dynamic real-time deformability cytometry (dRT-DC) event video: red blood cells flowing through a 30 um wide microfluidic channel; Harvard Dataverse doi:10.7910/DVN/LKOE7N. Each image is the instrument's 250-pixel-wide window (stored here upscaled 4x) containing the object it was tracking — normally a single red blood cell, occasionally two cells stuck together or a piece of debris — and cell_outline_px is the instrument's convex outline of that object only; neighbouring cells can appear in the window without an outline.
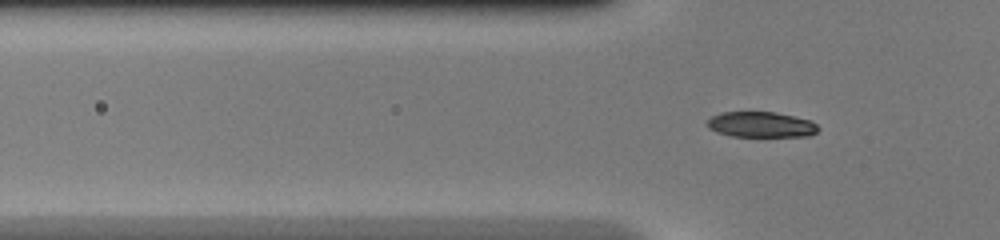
{"species": "common noctule bat (a hibernating species)", "species_latin": "Nyctalus noctula", "temperature_condition": "warm", "stored_images_in_passage": 2, "camera_frame_rate_fps": 3000, "um_per_image_px": 0.085, "animal": {"sex": "female", "body_mass_g": 20.0, "forearm_length_mm": 54.0}, "frame": {"image": 1, "passage_image": 2, "time_ms": 0.333, "image_size_px": [1000, 240], "cell_outline_px": [[820, 128], [816, 132], [808, 136], [732, 136], [716, 132], [708, 128], [704, 124], [712, 116], [720, 112], [776, 112], [808, 120], [816, 124]], "centroid_in_image_um": [64.63, 10.59], "position_along_channel_um": 61.2, "area_um2": 16.47}}